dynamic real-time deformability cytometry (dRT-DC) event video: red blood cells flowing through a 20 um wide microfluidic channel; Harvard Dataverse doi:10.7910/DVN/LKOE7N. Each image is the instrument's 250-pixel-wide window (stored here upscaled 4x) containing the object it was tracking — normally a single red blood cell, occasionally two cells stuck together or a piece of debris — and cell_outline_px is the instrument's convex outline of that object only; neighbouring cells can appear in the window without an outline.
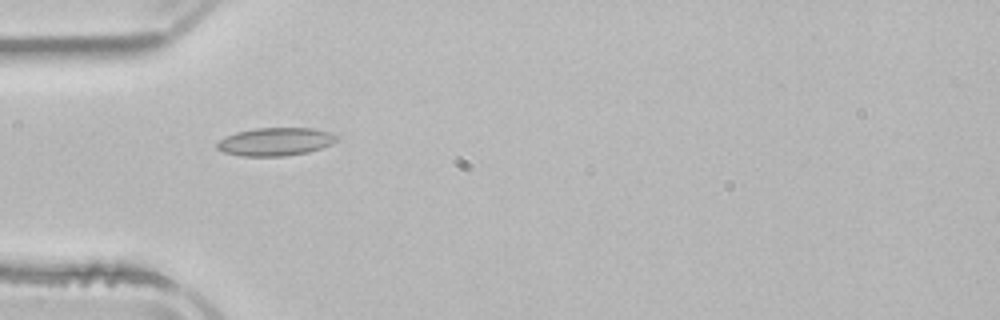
{"species": "common noctule bat (a hibernating species)", "species_latin": "Nyctalus noctula", "temperature_condition": "room temperature", "stored_images_in_passage": 1, "camera_frame_rate_fps": 3000, "um_per_image_px": 0.085, "animal": {"sex": "male", "body_mass_g": 21.5, "forearm_length_mm": 52.0}, "frame": {"image": 1, "passage_image": 1, "time_ms": 0.0, "image_size_px": [1000, 320], "cell_outline_px": [[340, 136], [332, 144], [308, 152], [284, 156], [240, 156], [224, 152], [216, 148], [216, 144], [220, 140], [236, 132], [256, 128], [312, 128], [332, 132]], "centroid_in_image_um": [23.44, 12.04], "position_along_channel_um": 61.6, "area_um2": 19.59}}